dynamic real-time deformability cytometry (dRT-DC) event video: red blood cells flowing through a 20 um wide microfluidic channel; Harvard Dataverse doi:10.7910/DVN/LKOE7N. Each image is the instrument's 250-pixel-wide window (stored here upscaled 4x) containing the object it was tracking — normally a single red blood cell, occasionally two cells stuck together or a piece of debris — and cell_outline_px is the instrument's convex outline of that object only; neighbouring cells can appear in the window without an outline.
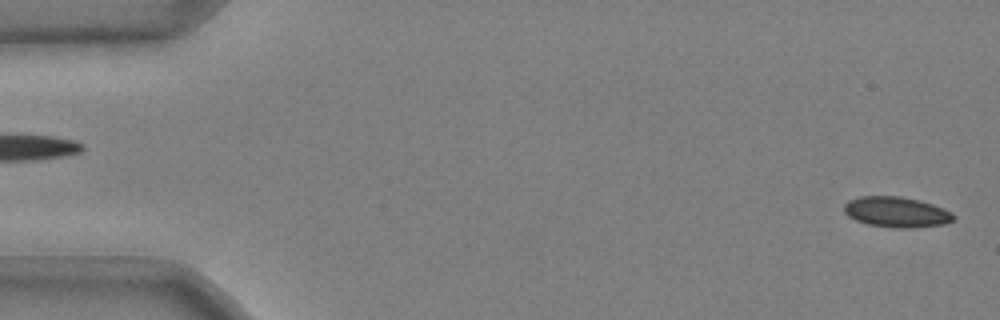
{"species": "common noctule bat (a hibernating species)", "species_latin": "Nyctalus noctula", "temperature_condition": "cold", "stored_images_in_passage": 51, "camera_frame_rate_fps": 3000, "um_per_image_px": 0.085, "animal": {"sex": "male", "body_mass_g": 20.4}, "frame": {"image": 1, "passage_image": 1, "time_ms": 0.0, "image_size_px": [1000, 320], "cell_outline_px": [[956, 216], [952, 220], [944, 224], [912, 228], [892, 228], [868, 224], [856, 220], [848, 216], [844, 212], [844, 204], [848, 200], [860, 196], [900, 196], [920, 200], [944, 208], [952, 212]], "centroid_in_image_um": [76.2, 18.02], "position_along_channel_um": 8.8, "area_um2": 19.59}}
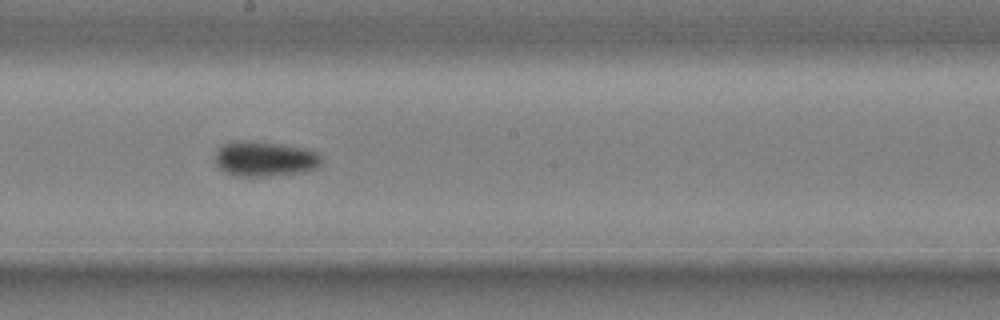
{"frame": {"image": 2, "passage_image": 29, "time_ms": 9.333, "image_size_px": [1000, 320], "cell_outline_px": [[320, 164], [316, 168], [300, 172], [268, 176], [236, 176], [224, 172], [216, 164], [216, 152], [224, 144], [232, 140], [252, 140], [280, 144], [300, 148], [316, 152], [320, 156]], "centroid_in_image_um": [22.45, 13.49], "position_along_channel_um": 225.8, "area_um2": 21.56}}
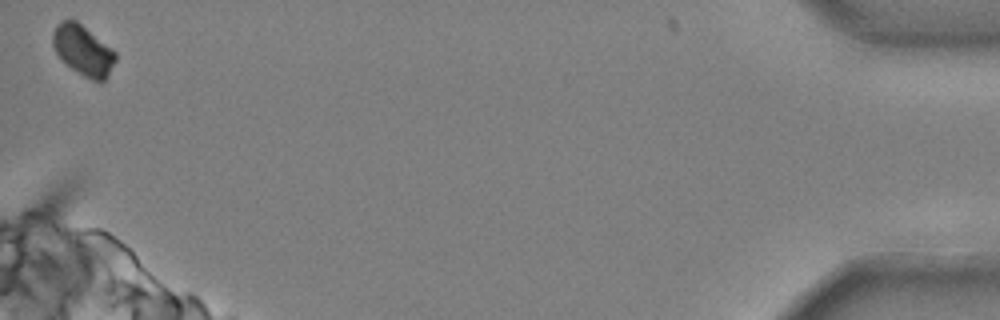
{"frame": {"image": 3, "passage_image": 51, "time_ms": 16.667, "image_size_px": [1000, 320], "cell_outline_px": [[116, 60], [108, 76], [100, 84], [84, 76], [72, 68], [56, 52], [52, 44], [52, 32], [56, 24], [60, 20], [76, 20], [116, 52]], "centroid_in_image_um": [7.07, 4.28], "position_along_channel_um": 428.1, "area_um2": 18.21}, "authors_computed_cell_mechanics": {"area_um2": 19.8832, "velocity_mm_per_s": 3.7115, "shape_relaxation_time_tau1_ms": 4.2131, "shape_relaxation_time_tau2_ms": null, "deformation_change_tau1": 0.0724, "deformation_change_tau2": null}}